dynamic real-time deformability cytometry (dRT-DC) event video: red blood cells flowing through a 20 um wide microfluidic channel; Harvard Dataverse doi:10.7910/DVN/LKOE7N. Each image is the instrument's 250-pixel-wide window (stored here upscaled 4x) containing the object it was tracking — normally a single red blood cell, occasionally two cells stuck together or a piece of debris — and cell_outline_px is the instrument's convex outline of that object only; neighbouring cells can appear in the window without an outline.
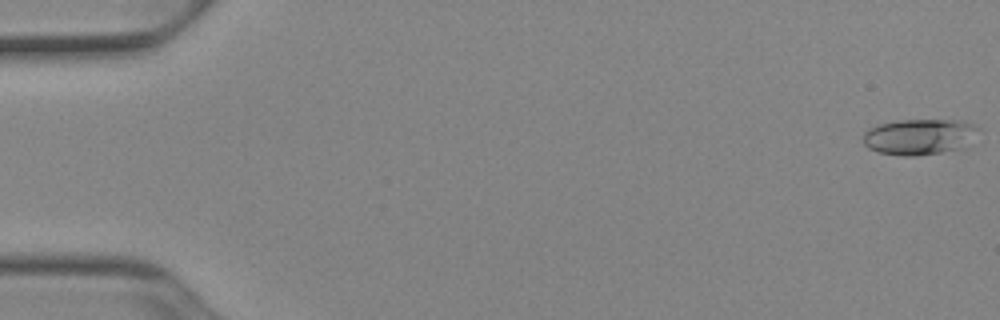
{"species": "Egyptian fruit bat (a non-hibernating species)", "species_latin": "Rousettus aegyptiacus", "temperature_condition": "cold", "stored_images_in_passage": 52, "camera_frame_rate_fps": 3000, "um_per_image_px": 0.085, "animal": {"sex": "female"}, "frame": {"image": 1, "passage_image": 1, "time_ms": 0.0, "image_size_px": [1000, 320], "cell_outline_px": [[984, 128], [964, 148], [916, 156], [900, 156], [880, 152], [868, 148], [864, 144], [864, 132], [868, 128], [880, 124], [900, 120], [964, 120], [976, 124]], "centroid_in_image_um": [78.23, 11.61], "position_along_channel_um": 6.8, "area_um2": 24.51}}
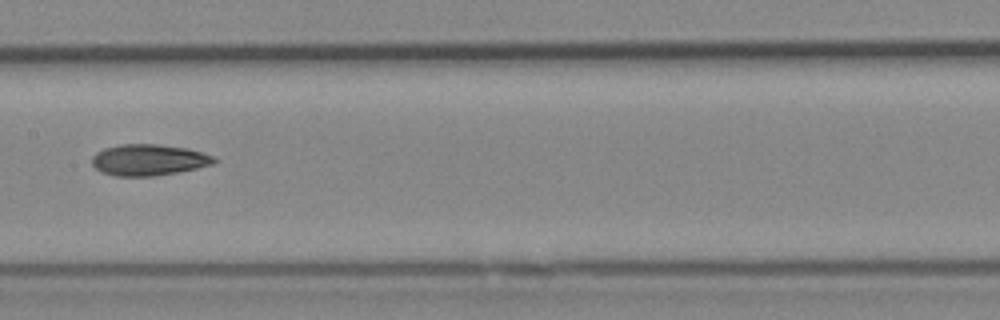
{"frame": {"image": 2, "passage_image": 27, "time_ms": 8.667, "image_size_px": [1000, 320], "cell_outline_px": [[216, 160], [212, 164], [180, 172], [152, 176], [116, 176], [100, 172], [92, 164], [92, 156], [96, 152], [104, 148], [120, 144], [156, 144], [188, 148], [212, 156]], "centroid_in_image_um": [12.59, 13.59], "position_along_channel_um": 194.8, "area_um2": 22.2}}
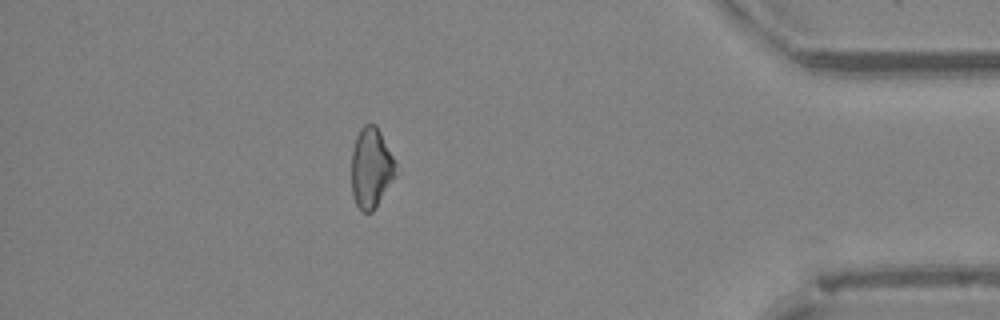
{"frame": {"image": 3, "passage_image": 46, "time_ms": 15.0, "image_size_px": [1000, 320], "cell_outline_px": [[396, 176], [372, 212], [364, 212], [356, 204], [352, 196], [352, 152], [356, 136], [360, 128], [364, 124], [376, 124], [396, 160]], "centroid_in_image_um": [31.56, 14.25], "position_along_channel_um": 403.6, "area_um2": 20.81}, "authors_computed_cell_mechanics": {"area_um2": 21.8484, "velocity_mm_per_s": 3.9338, "shape_relaxation_time_tau1_ms": 7.1552, "shape_relaxation_time_tau2_ms": null, "deformation_change_tau1": 0.1483, "deformation_change_tau2": null}}